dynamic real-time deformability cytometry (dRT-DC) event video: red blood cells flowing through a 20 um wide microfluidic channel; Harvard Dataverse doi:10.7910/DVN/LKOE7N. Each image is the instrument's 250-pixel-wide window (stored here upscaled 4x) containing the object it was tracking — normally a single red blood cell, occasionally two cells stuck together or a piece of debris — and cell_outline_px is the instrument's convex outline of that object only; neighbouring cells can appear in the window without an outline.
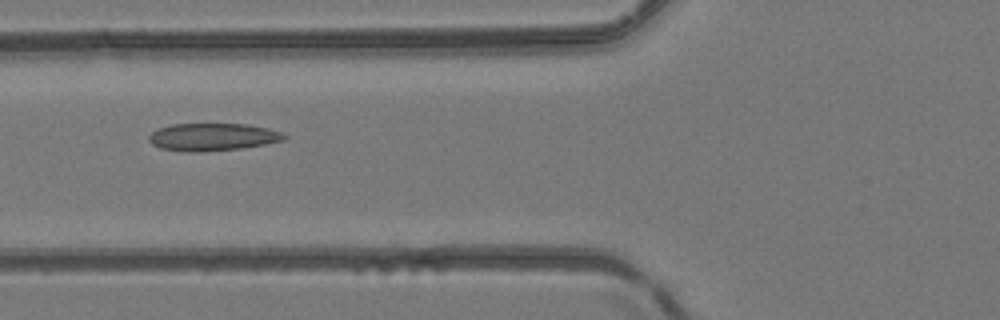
{"species": "common noctule bat (a hibernating species)", "species_latin": "Nyctalus noctula", "temperature_condition": "room temperature", "stored_images_in_passage": 6, "camera_frame_rate_fps": 3000, "um_per_image_px": 0.085, "animal": {"sex": "female", "body_mass_g": 24.6, "forearm_length_mm": 56.2}, "frame": {"image": 1, "passage_image": 5, "time_ms": 1.333, "image_size_px": [1000, 320], "cell_outline_px": [[288, 136], [284, 140], [264, 144], [240, 148], [196, 152], [188, 152], [160, 148], [152, 144], [148, 140], [148, 136], [152, 132], [160, 128], [172, 124], [248, 124], [268, 128], [280, 132]], "centroid_in_image_um": [18.06, 11.64], "position_along_channel_um": 107.7, "area_um2": 21.56}}
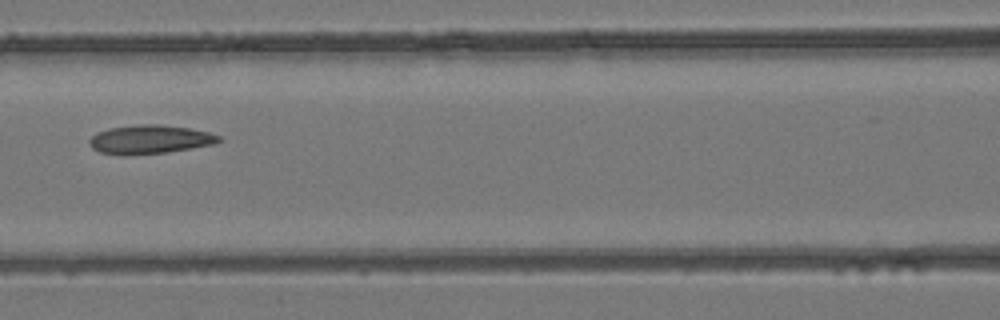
{"frame": {"image": 2, "passage_image": 6, "time_ms": 1.667, "image_size_px": [1000, 320], "cell_outline_px": [[220, 140], [212, 144], [192, 148], [164, 152], [124, 156], [100, 152], [92, 148], [88, 140], [96, 132], [112, 128], [140, 124], [160, 124], [188, 128], [208, 132], [220, 136]], "centroid_in_image_um": [12.69, 11.85], "position_along_channel_um": 153.9, "area_um2": 21.5}}